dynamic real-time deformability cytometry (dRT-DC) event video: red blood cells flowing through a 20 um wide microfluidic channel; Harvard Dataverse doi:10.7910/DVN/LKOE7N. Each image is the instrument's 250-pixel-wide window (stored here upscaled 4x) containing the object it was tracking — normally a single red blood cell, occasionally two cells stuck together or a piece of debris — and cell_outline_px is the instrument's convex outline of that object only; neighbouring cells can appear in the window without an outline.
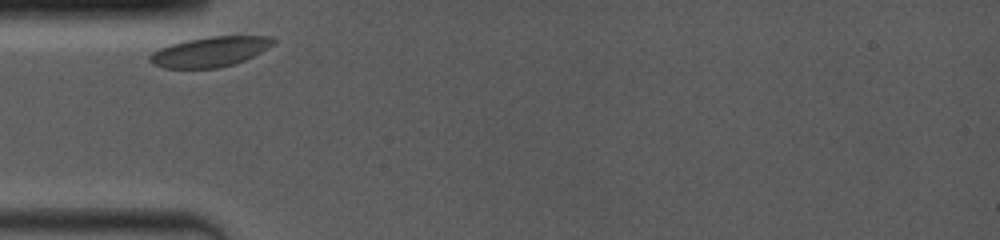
{"species": "common noctule bat (a hibernating species)", "species_latin": "Nyctalus noctula", "temperature_condition": "room temperature", "stored_images_in_passage": 25, "camera_frame_rate_fps": 4000, "um_per_image_px": 0.085, "animal": {"sex": "female", "body_mass_g": 19.0, "forearm_length_mm": 53.3}, "frame": {"image": 1, "passage_image": 1, "time_ms": 0.0, "image_size_px": [1000, 240], "cell_outline_px": [[276, 40], [268, 48], [244, 60], [220, 68], [164, 68], [152, 64], [148, 60], [148, 56], [152, 52], [160, 48], [172, 44], [188, 40], [208, 36], [272, 36]], "centroid_in_image_um": [17.83, 4.4], "position_along_channel_um": 67.2, "area_um2": 21.5}}
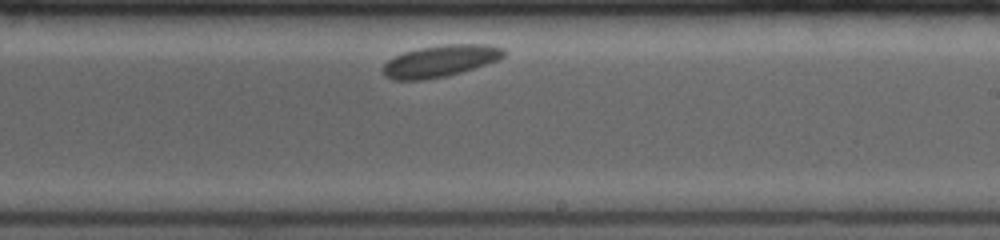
{"frame": {"image": 2, "passage_image": 15, "time_ms": 5.25, "image_size_px": [1000, 240], "cell_outline_px": [[508, 52], [504, 56], [496, 60], [448, 76], [424, 80], [392, 80], [384, 76], [380, 72], [380, 68], [388, 60], [404, 52], [420, 48], [444, 44], [488, 44], [504, 48]], "centroid_in_image_um": [37.38, 5.19], "position_along_channel_um": 251.6, "area_um2": 22.48}}
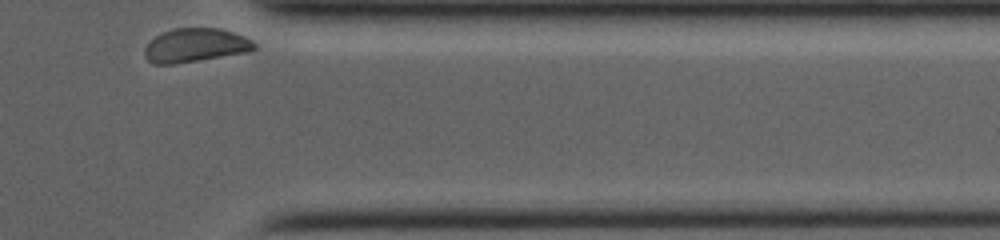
{"frame": {"image": 3, "passage_image": 25, "time_ms": 9.25, "image_size_px": [1000, 240], "cell_outline_px": [[256, 48], [248, 52], [172, 64], [152, 64], [144, 56], [144, 48], [160, 32], [172, 28], [220, 28], [244, 36], [252, 40], [256, 44]], "centroid_in_image_um": [16.59, 3.84], "position_along_channel_um": 394.8, "area_um2": 21.56}}